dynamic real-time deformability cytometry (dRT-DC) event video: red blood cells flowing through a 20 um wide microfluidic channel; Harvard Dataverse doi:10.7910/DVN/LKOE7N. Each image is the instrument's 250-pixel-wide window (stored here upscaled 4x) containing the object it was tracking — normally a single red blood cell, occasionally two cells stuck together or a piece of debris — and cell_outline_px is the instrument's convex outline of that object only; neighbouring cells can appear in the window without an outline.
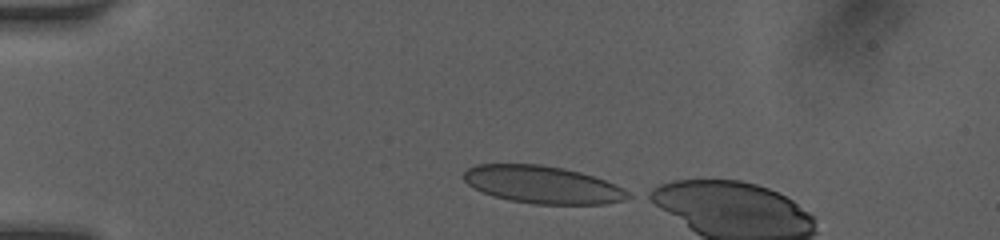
{"species": "human", "species_latin": "Homo sapiens", "temperature_condition": "room temperature", "stored_images_in_passage": 6, "camera_frame_rate_fps": 3000, "um_per_image_px": 0.085, "donor": {"sex": "female"}, "frame": {"image": 1, "passage_image": 1, "time_ms": 0.0, "image_size_px": [1000, 240], "cell_outline_px": [[632, 196], [624, 200], [604, 204], [532, 204], [508, 200], [492, 196], [468, 184], [460, 176], [468, 168], [476, 164], [540, 164], [564, 168], [580, 172], [604, 180], [624, 188], [632, 192]], "centroid_in_image_um": [46.12, 15.7], "position_along_channel_um": 38.9, "area_um2": 36.13}}